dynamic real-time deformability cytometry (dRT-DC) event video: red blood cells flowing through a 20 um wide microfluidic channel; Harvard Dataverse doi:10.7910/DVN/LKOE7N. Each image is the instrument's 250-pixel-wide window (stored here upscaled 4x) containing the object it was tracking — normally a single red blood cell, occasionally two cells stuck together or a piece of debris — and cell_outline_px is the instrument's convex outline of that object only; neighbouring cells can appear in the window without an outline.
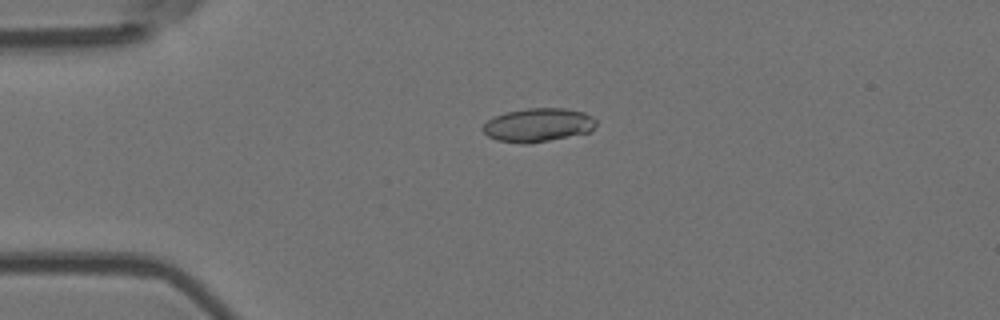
{"species": "Egyptian fruit bat (a non-hibernating species)", "species_latin": "Rousettus aegyptiacus", "temperature_condition": "room temperature", "stored_images_in_passage": 4, "camera_frame_rate_fps": 3000, "um_per_image_px": 0.085, "animal": {"sex": "female"}, "frame": {"image": 1, "passage_image": 3, "time_ms": 0.667, "image_size_px": [1000, 320], "cell_outline_px": [[596, 124], [592, 132], [528, 144], [524, 144], [496, 140], [488, 136], [480, 128], [488, 120], [504, 112], [528, 108], [564, 108], [584, 112], [592, 116], [596, 120]], "centroid_in_image_um": [45.75, 10.63], "position_along_channel_um": 39.3, "area_um2": 22.37}}